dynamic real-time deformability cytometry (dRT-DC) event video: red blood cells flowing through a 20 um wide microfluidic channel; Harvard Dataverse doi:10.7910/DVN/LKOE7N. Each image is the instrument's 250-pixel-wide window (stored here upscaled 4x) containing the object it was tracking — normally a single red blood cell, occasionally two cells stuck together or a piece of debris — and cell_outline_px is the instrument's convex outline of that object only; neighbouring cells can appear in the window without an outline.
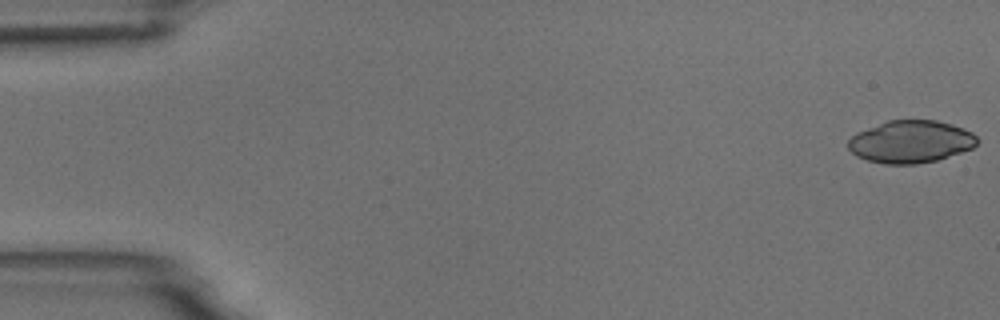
{"species": "common noctule bat (a hibernating species)", "species_latin": "Nyctalus noctula", "temperature_condition": "room temperature", "stored_images_in_passage": 5, "camera_frame_rate_fps": 3000, "um_per_image_px": 0.085, "animal": {"sex": "male", "body_mass_g": 18.8}, "frame": {"image": 1, "passage_image": 1, "time_ms": 0.0, "image_size_px": [1000, 320], "cell_outline_px": [[980, 140], [972, 148], [936, 160], [916, 164], [884, 164], [868, 160], [856, 156], [848, 148], [848, 140], [856, 132], [888, 120], [936, 120], [952, 124], [964, 128], [972, 132]], "centroid_in_image_um": [77.41, 12.04], "position_along_channel_um": 7.6, "area_um2": 31.91}}